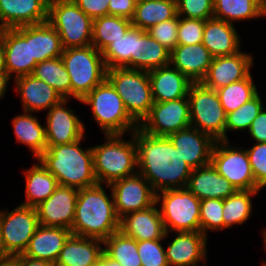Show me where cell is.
Here are the masks:
<instances>
[{
    "instance_id": "1",
    "label": "cell",
    "mask_w": 266,
    "mask_h": 266,
    "mask_svg": "<svg viewBox=\"0 0 266 266\" xmlns=\"http://www.w3.org/2000/svg\"><path fill=\"white\" fill-rule=\"evenodd\" d=\"M134 140L137 146V171L150 183L155 193L187 187L193 169L168 137L146 134L137 128L134 130Z\"/></svg>"
},
{
    "instance_id": "2",
    "label": "cell",
    "mask_w": 266,
    "mask_h": 266,
    "mask_svg": "<svg viewBox=\"0 0 266 266\" xmlns=\"http://www.w3.org/2000/svg\"><path fill=\"white\" fill-rule=\"evenodd\" d=\"M102 185L79 189L71 228L73 235L104 241L119 231L120 219L115 212L113 195L108 196Z\"/></svg>"
},
{
    "instance_id": "3",
    "label": "cell",
    "mask_w": 266,
    "mask_h": 266,
    "mask_svg": "<svg viewBox=\"0 0 266 266\" xmlns=\"http://www.w3.org/2000/svg\"><path fill=\"white\" fill-rule=\"evenodd\" d=\"M84 138L71 144L46 146L36 159L56 177L59 185L83 189L98 184L92 149L80 147Z\"/></svg>"
},
{
    "instance_id": "4",
    "label": "cell",
    "mask_w": 266,
    "mask_h": 266,
    "mask_svg": "<svg viewBox=\"0 0 266 266\" xmlns=\"http://www.w3.org/2000/svg\"><path fill=\"white\" fill-rule=\"evenodd\" d=\"M132 139H122V134L105 135L103 144L91 147L94 173L99 184L112 182L138 173L137 146L134 131Z\"/></svg>"
},
{
    "instance_id": "5",
    "label": "cell",
    "mask_w": 266,
    "mask_h": 266,
    "mask_svg": "<svg viewBox=\"0 0 266 266\" xmlns=\"http://www.w3.org/2000/svg\"><path fill=\"white\" fill-rule=\"evenodd\" d=\"M80 102L91 106L94 120L105 135L131 134L139 124L128 114L121 97L105 79L94 87Z\"/></svg>"
},
{
    "instance_id": "6",
    "label": "cell",
    "mask_w": 266,
    "mask_h": 266,
    "mask_svg": "<svg viewBox=\"0 0 266 266\" xmlns=\"http://www.w3.org/2000/svg\"><path fill=\"white\" fill-rule=\"evenodd\" d=\"M61 58L70 76L71 97L78 101L106 79L102 52L93 45L65 49Z\"/></svg>"
},
{
    "instance_id": "7",
    "label": "cell",
    "mask_w": 266,
    "mask_h": 266,
    "mask_svg": "<svg viewBox=\"0 0 266 266\" xmlns=\"http://www.w3.org/2000/svg\"><path fill=\"white\" fill-rule=\"evenodd\" d=\"M106 79L121 97L128 114L140 124L154 103L148 72L117 67L107 69Z\"/></svg>"
},
{
    "instance_id": "8",
    "label": "cell",
    "mask_w": 266,
    "mask_h": 266,
    "mask_svg": "<svg viewBox=\"0 0 266 266\" xmlns=\"http://www.w3.org/2000/svg\"><path fill=\"white\" fill-rule=\"evenodd\" d=\"M200 202L187 187L156 193L166 232H200Z\"/></svg>"
},
{
    "instance_id": "9",
    "label": "cell",
    "mask_w": 266,
    "mask_h": 266,
    "mask_svg": "<svg viewBox=\"0 0 266 266\" xmlns=\"http://www.w3.org/2000/svg\"><path fill=\"white\" fill-rule=\"evenodd\" d=\"M48 22L58 32L63 50L92 44L93 20L73 0L49 1Z\"/></svg>"
},
{
    "instance_id": "10",
    "label": "cell",
    "mask_w": 266,
    "mask_h": 266,
    "mask_svg": "<svg viewBox=\"0 0 266 266\" xmlns=\"http://www.w3.org/2000/svg\"><path fill=\"white\" fill-rule=\"evenodd\" d=\"M191 127L211 136L215 141L225 140L226 112L216 90L201 82L192 83L188 90Z\"/></svg>"
},
{
    "instance_id": "11",
    "label": "cell",
    "mask_w": 266,
    "mask_h": 266,
    "mask_svg": "<svg viewBox=\"0 0 266 266\" xmlns=\"http://www.w3.org/2000/svg\"><path fill=\"white\" fill-rule=\"evenodd\" d=\"M0 211V230L4 252L8 257L24 253L39 226L35 207L16 206L14 210Z\"/></svg>"
},
{
    "instance_id": "12",
    "label": "cell",
    "mask_w": 266,
    "mask_h": 266,
    "mask_svg": "<svg viewBox=\"0 0 266 266\" xmlns=\"http://www.w3.org/2000/svg\"><path fill=\"white\" fill-rule=\"evenodd\" d=\"M229 144V140L216 141L210 163L236 190H261L255 183L246 148Z\"/></svg>"
},
{
    "instance_id": "13",
    "label": "cell",
    "mask_w": 266,
    "mask_h": 266,
    "mask_svg": "<svg viewBox=\"0 0 266 266\" xmlns=\"http://www.w3.org/2000/svg\"><path fill=\"white\" fill-rule=\"evenodd\" d=\"M191 126L188 97L167 102H154L138 128L146 134L168 136Z\"/></svg>"
},
{
    "instance_id": "14",
    "label": "cell",
    "mask_w": 266,
    "mask_h": 266,
    "mask_svg": "<svg viewBox=\"0 0 266 266\" xmlns=\"http://www.w3.org/2000/svg\"><path fill=\"white\" fill-rule=\"evenodd\" d=\"M106 188L112 191L115 212L119 219L128 213L148 209L156 202V193L139 173L106 184Z\"/></svg>"
},
{
    "instance_id": "15",
    "label": "cell",
    "mask_w": 266,
    "mask_h": 266,
    "mask_svg": "<svg viewBox=\"0 0 266 266\" xmlns=\"http://www.w3.org/2000/svg\"><path fill=\"white\" fill-rule=\"evenodd\" d=\"M0 36L5 48L6 72L10 78L32 74L37 62L32 58L31 25L1 29Z\"/></svg>"
},
{
    "instance_id": "16",
    "label": "cell",
    "mask_w": 266,
    "mask_h": 266,
    "mask_svg": "<svg viewBox=\"0 0 266 266\" xmlns=\"http://www.w3.org/2000/svg\"><path fill=\"white\" fill-rule=\"evenodd\" d=\"M68 100L63 99L47 112L45 137L47 146L71 144L85 136L86 127L74 114V110L66 106Z\"/></svg>"
},
{
    "instance_id": "17",
    "label": "cell",
    "mask_w": 266,
    "mask_h": 266,
    "mask_svg": "<svg viewBox=\"0 0 266 266\" xmlns=\"http://www.w3.org/2000/svg\"><path fill=\"white\" fill-rule=\"evenodd\" d=\"M79 189L59 185L53 194L36 208L39 225L71 230Z\"/></svg>"
},
{
    "instance_id": "18",
    "label": "cell",
    "mask_w": 266,
    "mask_h": 266,
    "mask_svg": "<svg viewBox=\"0 0 266 266\" xmlns=\"http://www.w3.org/2000/svg\"><path fill=\"white\" fill-rule=\"evenodd\" d=\"M252 54L237 52L230 56L214 57L201 83L213 90L246 78L253 66Z\"/></svg>"
},
{
    "instance_id": "19",
    "label": "cell",
    "mask_w": 266,
    "mask_h": 266,
    "mask_svg": "<svg viewBox=\"0 0 266 266\" xmlns=\"http://www.w3.org/2000/svg\"><path fill=\"white\" fill-rule=\"evenodd\" d=\"M167 137L192 169L210 164L216 142L211 136L190 126Z\"/></svg>"
},
{
    "instance_id": "20",
    "label": "cell",
    "mask_w": 266,
    "mask_h": 266,
    "mask_svg": "<svg viewBox=\"0 0 266 266\" xmlns=\"http://www.w3.org/2000/svg\"><path fill=\"white\" fill-rule=\"evenodd\" d=\"M48 0H0V30L48 21Z\"/></svg>"
},
{
    "instance_id": "21",
    "label": "cell",
    "mask_w": 266,
    "mask_h": 266,
    "mask_svg": "<svg viewBox=\"0 0 266 266\" xmlns=\"http://www.w3.org/2000/svg\"><path fill=\"white\" fill-rule=\"evenodd\" d=\"M158 204L148 209L128 213L119 220V231L136 241L165 239L166 232Z\"/></svg>"
},
{
    "instance_id": "22",
    "label": "cell",
    "mask_w": 266,
    "mask_h": 266,
    "mask_svg": "<svg viewBox=\"0 0 266 266\" xmlns=\"http://www.w3.org/2000/svg\"><path fill=\"white\" fill-rule=\"evenodd\" d=\"M165 250L169 266H199L207 261V236L200 232H176Z\"/></svg>"
},
{
    "instance_id": "23",
    "label": "cell",
    "mask_w": 266,
    "mask_h": 266,
    "mask_svg": "<svg viewBox=\"0 0 266 266\" xmlns=\"http://www.w3.org/2000/svg\"><path fill=\"white\" fill-rule=\"evenodd\" d=\"M213 58L202 43L177 45L170 53V64L193 83H199L205 78Z\"/></svg>"
},
{
    "instance_id": "24",
    "label": "cell",
    "mask_w": 266,
    "mask_h": 266,
    "mask_svg": "<svg viewBox=\"0 0 266 266\" xmlns=\"http://www.w3.org/2000/svg\"><path fill=\"white\" fill-rule=\"evenodd\" d=\"M13 81L22 99L23 112L47 111L64 99L53 87L31 74Z\"/></svg>"
},
{
    "instance_id": "25",
    "label": "cell",
    "mask_w": 266,
    "mask_h": 266,
    "mask_svg": "<svg viewBox=\"0 0 266 266\" xmlns=\"http://www.w3.org/2000/svg\"><path fill=\"white\" fill-rule=\"evenodd\" d=\"M154 102H167L188 97L193 83L179 70L168 64L148 72Z\"/></svg>"
},
{
    "instance_id": "26",
    "label": "cell",
    "mask_w": 266,
    "mask_h": 266,
    "mask_svg": "<svg viewBox=\"0 0 266 266\" xmlns=\"http://www.w3.org/2000/svg\"><path fill=\"white\" fill-rule=\"evenodd\" d=\"M71 230L39 225L22 255L55 264Z\"/></svg>"
},
{
    "instance_id": "27",
    "label": "cell",
    "mask_w": 266,
    "mask_h": 266,
    "mask_svg": "<svg viewBox=\"0 0 266 266\" xmlns=\"http://www.w3.org/2000/svg\"><path fill=\"white\" fill-rule=\"evenodd\" d=\"M240 40L232 23L214 17L205 20L202 44L213 57L236 54L240 51Z\"/></svg>"
},
{
    "instance_id": "28",
    "label": "cell",
    "mask_w": 266,
    "mask_h": 266,
    "mask_svg": "<svg viewBox=\"0 0 266 266\" xmlns=\"http://www.w3.org/2000/svg\"><path fill=\"white\" fill-rule=\"evenodd\" d=\"M187 188L201 201L204 199H226L234 194L236 188L210 163L193 169L189 177Z\"/></svg>"
},
{
    "instance_id": "29",
    "label": "cell",
    "mask_w": 266,
    "mask_h": 266,
    "mask_svg": "<svg viewBox=\"0 0 266 266\" xmlns=\"http://www.w3.org/2000/svg\"><path fill=\"white\" fill-rule=\"evenodd\" d=\"M103 254V241L71 234L55 266H95Z\"/></svg>"
},
{
    "instance_id": "30",
    "label": "cell",
    "mask_w": 266,
    "mask_h": 266,
    "mask_svg": "<svg viewBox=\"0 0 266 266\" xmlns=\"http://www.w3.org/2000/svg\"><path fill=\"white\" fill-rule=\"evenodd\" d=\"M170 51L145 30L135 27V47L132 69L151 71L170 64Z\"/></svg>"
},
{
    "instance_id": "31",
    "label": "cell",
    "mask_w": 266,
    "mask_h": 266,
    "mask_svg": "<svg viewBox=\"0 0 266 266\" xmlns=\"http://www.w3.org/2000/svg\"><path fill=\"white\" fill-rule=\"evenodd\" d=\"M37 161L24 173L26 179V200L22 203L24 206L37 207L48 199L59 186L56 177L39 160Z\"/></svg>"
},
{
    "instance_id": "32",
    "label": "cell",
    "mask_w": 266,
    "mask_h": 266,
    "mask_svg": "<svg viewBox=\"0 0 266 266\" xmlns=\"http://www.w3.org/2000/svg\"><path fill=\"white\" fill-rule=\"evenodd\" d=\"M13 130L17 142L27 145L33 156L38 158L47 146L45 126L41 125L38 118L32 112L24 111V114L13 117Z\"/></svg>"
},
{
    "instance_id": "33",
    "label": "cell",
    "mask_w": 266,
    "mask_h": 266,
    "mask_svg": "<svg viewBox=\"0 0 266 266\" xmlns=\"http://www.w3.org/2000/svg\"><path fill=\"white\" fill-rule=\"evenodd\" d=\"M177 15L175 0H146L136 4L135 13L131 20L132 26L142 30L173 19Z\"/></svg>"
},
{
    "instance_id": "34",
    "label": "cell",
    "mask_w": 266,
    "mask_h": 266,
    "mask_svg": "<svg viewBox=\"0 0 266 266\" xmlns=\"http://www.w3.org/2000/svg\"><path fill=\"white\" fill-rule=\"evenodd\" d=\"M31 50L37 63L61 57L63 47L60 36L48 21L31 25Z\"/></svg>"
},
{
    "instance_id": "35",
    "label": "cell",
    "mask_w": 266,
    "mask_h": 266,
    "mask_svg": "<svg viewBox=\"0 0 266 266\" xmlns=\"http://www.w3.org/2000/svg\"><path fill=\"white\" fill-rule=\"evenodd\" d=\"M266 16V10L255 0H213V17L232 23Z\"/></svg>"
},
{
    "instance_id": "36",
    "label": "cell",
    "mask_w": 266,
    "mask_h": 266,
    "mask_svg": "<svg viewBox=\"0 0 266 266\" xmlns=\"http://www.w3.org/2000/svg\"><path fill=\"white\" fill-rule=\"evenodd\" d=\"M132 26L129 19L106 15L93 20L92 44L102 52L112 41L124 36Z\"/></svg>"
},
{
    "instance_id": "37",
    "label": "cell",
    "mask_w": 266,
    "mask_h": 266,
    "mask_svg": "<svg viewBox=\"0 0 266 266\" xmlns=\"http://www.w3.org/2000/svg\"><path fill=\"white\" fill-rule=\"evenodd\" d=\"M31 75L49 84L64 99L71 97L70 76L61 57L38 62Z\"/></svg>"
},
{
    "instance_id": "38",
    "label": "cell",
    "mask_w": 266,
    "mask_h": 266,
    "mask_svg": "<svg viewBox=\"0 0 266 266\" xmlns=\"http://www.w3.org/2000/svg\"><path fill=\"white\" fill-rule=\"evenodd\" d=\"M260 190H237L234 194L223 199L222 217L224 229L233 225H242L250 217L253 211L252 197L257 195Z\"/></svg>"
},
{
    "instance_id": "39",
    "label": "cell",
    "mask_w": 266,
    "mask_h": 266,
    "mask_svg": "<svg viewBox=\"0 0 266 266\" xmlns=\"http://www.w3.org/2000/svg\"><path fill=\"white\" fill-rule=\"evenodd\" d=\"M103 252L121 266H142L137 241L120 231L111 234L103 241Z\"/></svg>"
},
{
    "instance_id": "40",
    "label": "cell",
    "mask_w": 266,
    "mask_h": 266,
    "mask_svg": "<svg viewBox=\"0 0 266 266\" xmlns=\"http://www.w3.org/2000/svg\"><path fill=\"white\" fill-rule=\"evenodd\" d=\"M252 79L250 73L246 78L216 90L226 114L235 111L258 93L257 86Z\"/></svg>"
},
{
    "instance_id": "41",
    "label": "cell",
    "mask_w": 266,
    "mask_h": 266,
    "mask_svg": "<svg viewBox=\"0 0 266 266\" xmlns=\"http://www.w3.org/2000/svg\"><path fill=\"white\" fill-rule=\"evenodd\" d=\"M135 47V26H131L124 36L112 41L103 51L107 69L126 67L132 69V54Z\"/></svg>"
},
{
    "instance_id": "42",
    "label": "cell",
    "mask_w": 266,
    "mask_h": 266,
    "mask_svg": "<svg viewBox=\"0 0 266 266\" xmlns=\"http://www.w3.org/2000/svg\"><path fill=\"white\" fill-rule=\"evenodd\" d=\"M262 99L257 93L251 100L244 103L235 111L227 113L225 124V140H228L227 131L249 130L252 121L264 108Z\"/></svg>"
},
{
    "instance_id": "43",
    "label": "cell",
    "mask_w": 266,
    "mask_h": 266,
    "mask_svg": "<svg viewBox=\"0 0 266 266\" xmlns=\"http://www.w3.org/2000/svg\"><path fill=\"white\" fill-rule=\"evenodd\" d=\"M223 199L209 198L200 202V227L201 232L208 236L209 231L224 229L222 217ZM209 230V231H208Z\"/></svg>"
},
{
    "instance_id": "44",
    "label": "cell",
    "mask_w": 266,
    "mask_h": 266,
    "mask_svg": "<svg viewBox=\"0 0 266 266\" xmlns=\"http://www.w3.org/2000/svg\"><path fill=\"white\" fill-rule=\"evenodd\" d=\"M164 239L137 241L142 266H169L162 245Z\"/></svg>"
},
{
    "instance_id": "45",
    "label": "cell",
    "mask_w": 266,
    "mask_h": 266,
    "mask_svg": "<svg viewBox=\"0 0 266 266\" xmlns=\"http://www.w3.org/2000/svg\"><path fill=\"white\" fill-rule=\"evenodd\" d=\"M177 15L187 19L213 18V0H177Z\"/></svg>"
},
{
    "instance_id": "46",
    "label": "cell",
    "mask_w": 266,
    "mask_h": 266,
    "mask_svg": "<svg viewBox=\"0 0 266 266\" xmlns=\"http://www.w3.org/2000/svg\"><path fill=\"white\" fill-rule=\"evenodd\" d=\"M146 32L171 52L178 45V15L150 27Z\"/></svg>"
},
{
    "instance_id": "47",
    "label": "cell",
    "mask_w": 266,
    "mask_h": 266,
    "mask_svg": "<svg viewBox=\"0 0 266 266\" xmlns=\"http://www.w3.org/2000/svg\"><path fill=\"white\" fill-rule=\"evenodd\" d=\"M205 20L178 17V45L202 43Z\"/></svg>"
},
{
    "instance_id": "48",
    "label": "cell",
    "mask_w": 266,
    "mask_h": 266,
    "mask_svg": "<svg viewBox=\"0 0 266 266\" xmlns=\"http://www.w3.org/2000/svg\"><path fill=\"white\" fill-rule=\"evenodd\" d=\"M246 151L255 183L262 190L266 186V142L256 143Z\"/></svg>"
},
{
    "instance_id": "49",
    "label": "cell",
    "mask_w": 266,
    "mask_h": 266,
    "mask_svg": "<svg viewBox=\"0 0 266 266\" xmlns=\"http://www.w3.org/2000/svg\"><path fill=\"white\" fill-rule=\"evenodd\" d=\"M92 20L109 15V0H73Z\"/></svg>"
},
{
    "instance_id": "50",
    "label": "cell",
    "mask_w": 266,
    "mask_h": 266,
    "mask_svg": "<svg viewBox=\"0 0 266 266\" xmlns=\"http://www.w3.org/2000/svg\"><path fill=\"white\" fill-rule=\"evenodd\" d=\"M136 3L133 0H109V15L132 20Z\"/></svg>"
},
{
    "instance_id": "51",
    "label": "cell",
    "mask_w": 266,
    "mask_h": 266,
    "mask_svg": "<svg viewBox=\"0 0 266 266\" xmlns=\"http://www.w3.org/2000/svg\"><path fill=\"white\" fill-rule=\"evenodd\" d=\"M249 135L257 143L266 142V110L263 108L257 117L252 121L249 128Z\"/></svg>"
},
{
    "instance_id": "52",
    "label": "cell",
    "mask_w": 266,
    "mask_h": 266,
    "mask_svg": "<svg viewBox=\"0 0 266 266\" xmlns=\"http://www.w3.org/2000/svg\"><path fill=\"white\" fill-rule=\"evenodd\" d=\"M14 258L19 262V266H55L49 261L30 258L22 254L17 255Z\"/></svg>"
},
{
    "instance_id": "53",
    "label": "cell",
    "mask_w": 266,
    "mask_h": 266,
    "mask_svg": "<svg viewBox=\"0 0 266 266\" xmlns=\"http://www.w3.org/2000/svg\"><path fill=\"white\" fill-rule=\"evenodd\" d=\"M10 79L11 78L7 73H0V99L6 94Z\"/></svg>"
},
{
    "instance_id": "54",
    "label": "cell",
    "mask_w": 266,
    "mask_h": 266,
    "mask_svg": "<svg viewBox=\"0 0 266 266\" xmlns=\"http://www.w3.org/2000/svg\"><path fill=\"white\" fill-rule=\"evenodd\" d=\"M95 266H121L117 261L109 258L104 252Z\"/></svg>"
},
{
    "instance_id": "55",
    "label": "cell",
    "mask_w": 266,
    "mask_h": 266,
    "mask_svg": "<svg viewBox=\"0 0 266 266\" xmlns=\"http://www.w3.org/2000/svg\"><path fill=\"white\" fill-rule=\"evenodd\" d=\"M0 73H7L6 64H5V48L1 36H0Z\"/></svg>"
},
{
    "instance_id": "56",
    "label": "cell",
    "mask_w": 266,
    "mask_h": 266,
    "mask_svg": "<svg viewBox=\"0 0 266 266\" xmlns=\"http://www.w3.org/2000/svg\"><path fill=\"white\" fill-rule=\"evenodd\" d=\"M0 266H19V262L14 257H7L0 260Z\"/></svg>"
},
{
    "instance_id": "57",
    "label": "cell",
    "mask_w": 266,
    "mask_h": 266,
    "mask_svg": "<svg viewBox=\"0 0 266 266\" xmlns=\"http://www.w3.org/2000/svg\"><path fill=\"white\" fill-rule=\"evenodd\" d=\"M8 256L4 252L3 243H2V236L0 230V260L7 258Z\"/></svg>"
},
{
    "instance_id": "58",
    "label": "cell",
    "mask_w": 266,
    "mask_h": 266,
    "mask_svg": "<svg viewBox=\"0 0 266 266\" xmlns=\"http://www.w3.org/2000/svg\"><path fill=\"white\" fill-rule=\"evenodd\" d=\"M262 235H263V237H264V246H265V250H266V229H264V231H262ZM262 266H266V262H263L262 263Z\"/></svg>"
},
{
    "instance_id": "59",
    "label": "cell",
    "mask_w": 266,
    "mask_h": 266,
    "mask_svg": "<svg viewBox=\"0 0 266 266\" xmlns=\"http://www.w3.org/2000/svg\"><path fill=\"white\" fill-rule=\"evenodd\" d=\"M266 10V0H255Z\"/></svg>"
},
{
    "instance_id": "60",
    "label": "cell",
    "mask_w": 266,
    "mask_h": 266,
    "mask_svg": "<svg viewBox=\"0 0 266 266\" xmlns=\"http://www.w3.org/2000/svg\"><path fill=\"white\" fill-rule=\"evenodd\" d=\"M136 4H138V3H141V2H144V1H146V0H133Z\"/></svg>"
}]
</instances>
